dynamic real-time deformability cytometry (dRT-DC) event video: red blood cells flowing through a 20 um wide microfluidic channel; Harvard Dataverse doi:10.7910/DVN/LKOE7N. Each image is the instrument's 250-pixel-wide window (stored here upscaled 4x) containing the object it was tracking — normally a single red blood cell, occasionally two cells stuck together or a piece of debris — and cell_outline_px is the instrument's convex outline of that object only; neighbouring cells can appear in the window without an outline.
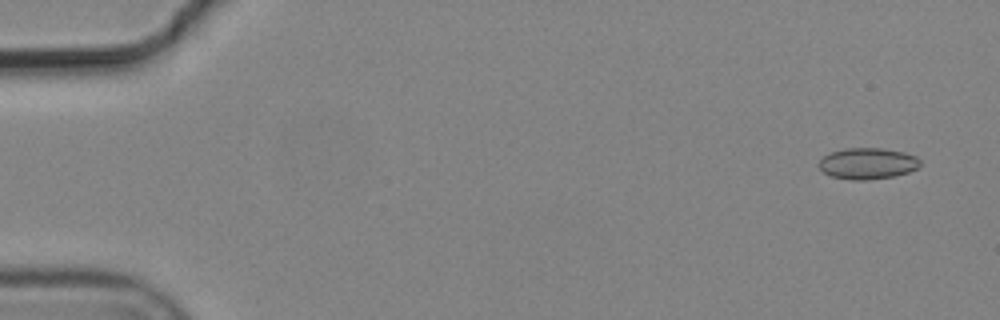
{"species": "common noctule bat (a hibernating species)", "species_latin": "Nyctalus noctula", "temperature_condition": "cold", "stored_images_in_passage": 5, "camera_frame_rate_fps": 3000, "um_per_image_px": 0.085, "animal": {"sex": "male", "body_mass_g": 19.2, "forearm_length_mm": 51.8}, "frame": {"image": 1, "passage_image": 1, "time_ms": 0.0, "image_size_px": [1000, 320], "cell_outline_px": [[920, 164], [916, 168], [908, 172], [892, 176], [868, 180], [852, 180], [832, 176], [824, 172], [816, 164], [824, 156], [832, 152], [844, 148], [884, 148], [904, 152], [916, 156], [920, 160]], "centroid_in_image_um": [73.73, 13.89], "position_along_channel_um": 11.3, "area_um2": 18.38}}
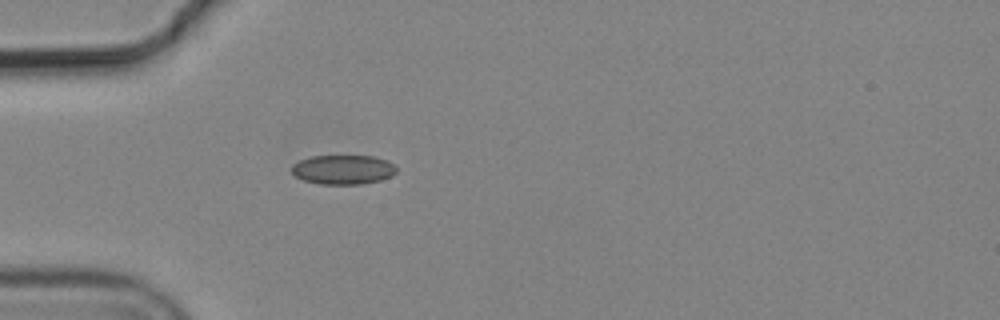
{"frame": {"image": 2, "passage_image": 5, "time_ms": 1.333, "image_size_px": [1000, 320], "cell_outline_px": [[396, 172], [392, 176], [380, 180], [360, 184], [320, 184], [304, 180], [296, 176], [292, 172], [292, 164], [300, 160], [312, 156], [372, 156], [388, 160], [396, 168]], "centroid_in_image_um": [29.17, 14.41], "position_along_channel_um": 55.8, "area_um2": 17.86}}